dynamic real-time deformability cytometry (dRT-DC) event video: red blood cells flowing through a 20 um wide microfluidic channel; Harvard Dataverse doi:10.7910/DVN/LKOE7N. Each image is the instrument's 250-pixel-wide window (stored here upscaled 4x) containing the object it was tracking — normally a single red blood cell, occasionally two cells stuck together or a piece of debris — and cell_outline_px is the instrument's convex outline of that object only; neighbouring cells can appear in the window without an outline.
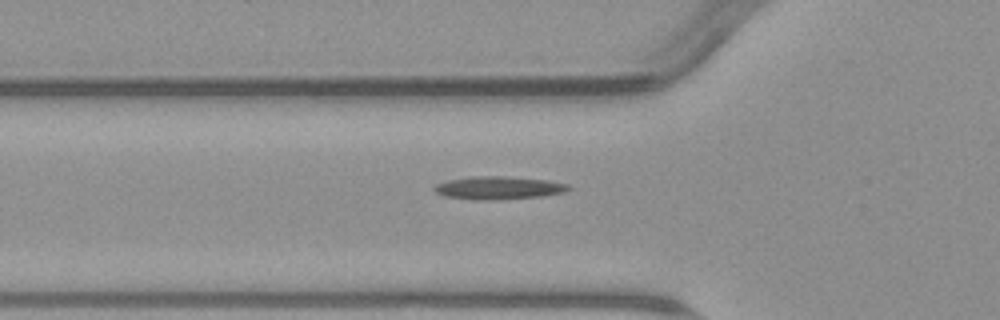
{"species": "common noctule bat (a hibernating species)", "species_latin": "Nyctalus noctula", "temperature_condition": "warm", "stored_images_in_passage": 3, "camera_frame_rate_fps": 3000, "um_per_image_px": 0.085, "animal": {"sex": "male", "body_mass_g": 23.1, "forearm_length_mm": 52.7}, "frame": {"image": 1, "passage_image": 3, "time_ms": 2.333, "image_size_px": [1000, 320], "cell_outline_px": [[572, 188], [564, 192], [540, 196], [448, 196], [436, 192], [432, 188], [436, 184], [448, 180], [472, 176], [500, 176], [548, 180], [568, 184]], "centroid_in_image_um": [42.45, 15.88], "position_along_channel_um": 83.4, "area_um2": 16.18}}